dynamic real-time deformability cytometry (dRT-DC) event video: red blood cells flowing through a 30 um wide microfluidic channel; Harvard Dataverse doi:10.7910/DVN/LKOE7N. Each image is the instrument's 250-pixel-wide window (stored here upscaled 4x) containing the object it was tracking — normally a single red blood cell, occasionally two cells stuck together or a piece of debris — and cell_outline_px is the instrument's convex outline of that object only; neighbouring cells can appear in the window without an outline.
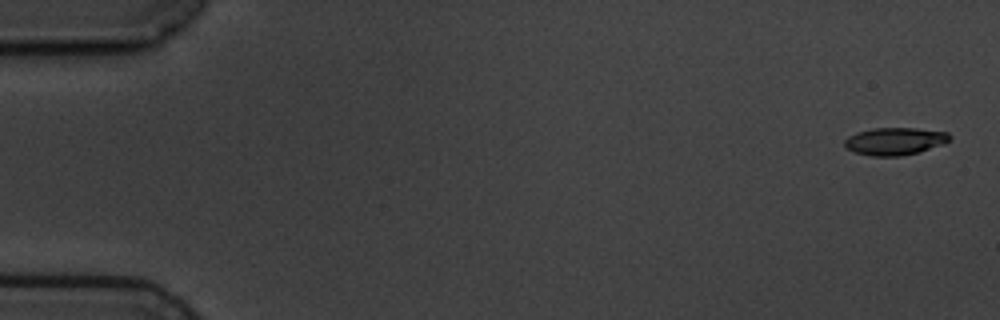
{"species": "common noctule bat (a hibernating species)", "species_latin": "Nyctalus noctula", "temperature_condition": "cold", "stored_images_in_passage": 7, "camera_frame_rate_fps": 3000, "um_per_image_px": 0.085, "animal": {"sex": "male", "body_mass_g": 19.5, "forearm_length_mm": 54.6}, "frame": {"image": 1, "passage_image": 1, "time_ms": 0.0, "image_size_px": [1000, 320], "cell_outline_px": [[952, 136], [944, 144], [920, 152], [900, 156], [872, 156], [856, 152], [844, 148], [844, 140], [848, 136], [856, 132], [872, 128], [916, 128], [948, 132]], "centroid_in_image_um": [76.06, 12.0], "position_along_channel_um": 8.9, "area_um2": 16.99}}
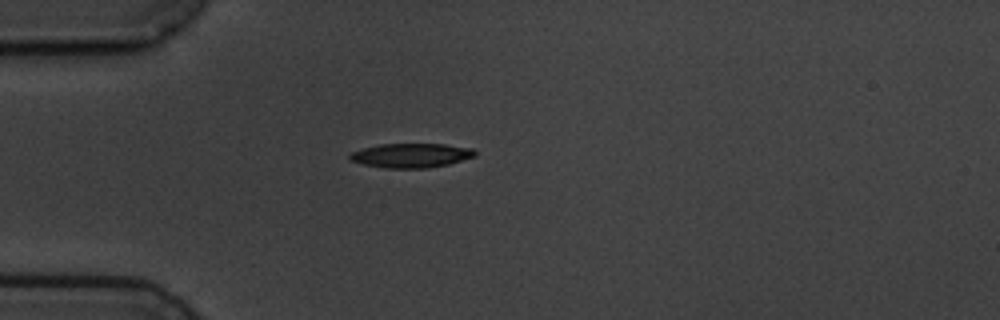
{"frame": {"image": 2, "passage_image": 5, "time_ms": 4.667, "image_size_px": [1000, 320], "cell_outline_px": [[476, 156], [448, 164], [428, 168], [384, 168], [364, 164], [348, 160], [348, 156], [352, 152], [364, 148], [380, 144], [444, 144], [472, 148], [476, 152]], "centroid_in_image_um": [34.94, 13.21], "position_along_channel_um": 50.1, "area_um2": 17.69}}
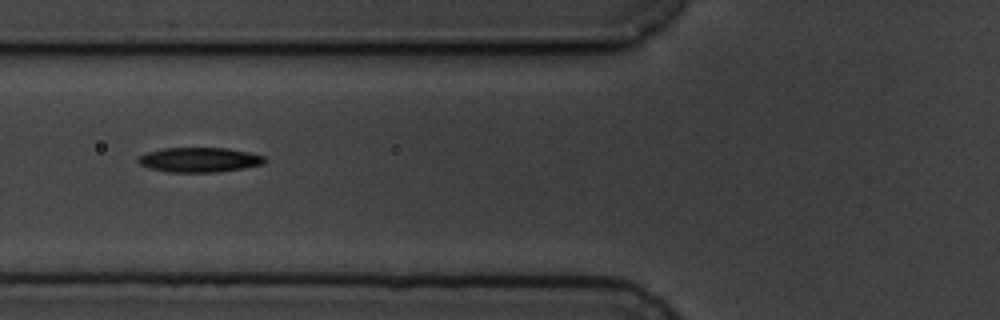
{"frame": {"image": 3, "passage_image": 7, "time_ms": 6.667, "image_size_px": [1000, 320], "cell_outline_px": [[268, 160], [264, 164], [244, 168], [216, 172], [168, 172], [148, 168], [140, 164], [136, 160], [140, 156], [148, 152], [164, 148], [228, 148], [248, 152], [264, 156]], "centroid_in_image_um": [16.97, 13.58], "position_along_channel_um": 108.8, "area_um2": 18.26}}